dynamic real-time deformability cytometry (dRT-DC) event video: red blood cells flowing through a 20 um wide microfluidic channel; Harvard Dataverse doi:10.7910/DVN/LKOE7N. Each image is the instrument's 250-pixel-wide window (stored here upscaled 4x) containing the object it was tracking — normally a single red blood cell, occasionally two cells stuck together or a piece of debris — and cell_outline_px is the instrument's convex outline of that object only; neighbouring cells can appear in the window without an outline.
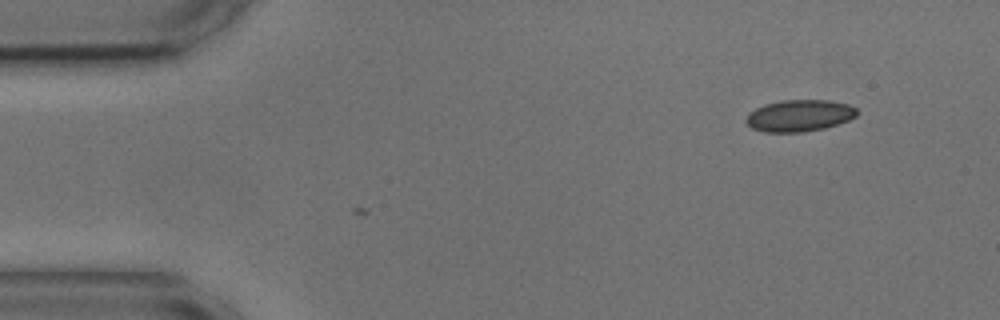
{"species": "common noctule bat (a hibernating species)", "species_latin": "Nyctalus noctula", "temperature_condition": "cold", "stored_images_in_passage": 2, "camera_frame_rate_fps": 3000, "um_per_image_px": 0.085, "animal": {"sex": "male", "body_mass_g": 17.9, "forearm_length_mm": 54.2}, "frame": {"image": 1, "passage_image": 2, "time_ms": 0.333, "image_size_px": [1000, 320], "cell_outline_px": [[856, 116], [848, 120], [824, 128], [804, 132], [764, 132], [752, 128], [744, 120], [748, 112], [764, 104], [784, 100], [828, 100], [848, 104], [856, 108]], "centroid_in_image_um": [67.91, 9.83], "position_along_channel_um": 17.1, "area_um2": 20.46}}